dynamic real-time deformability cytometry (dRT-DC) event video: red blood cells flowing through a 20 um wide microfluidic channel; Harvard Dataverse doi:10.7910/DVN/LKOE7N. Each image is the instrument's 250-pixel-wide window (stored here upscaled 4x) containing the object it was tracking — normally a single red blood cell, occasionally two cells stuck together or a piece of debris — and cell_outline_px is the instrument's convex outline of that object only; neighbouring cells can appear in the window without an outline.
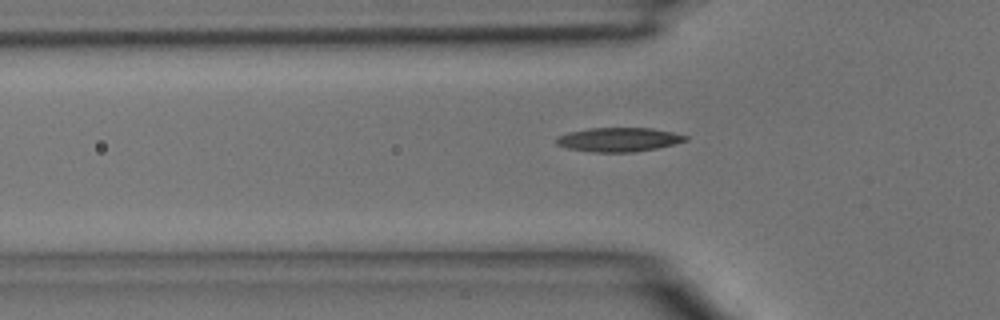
{"species": "common noctule bat (a hibernating species)", "species_latin": "Nyctalus noctula", "temperature_condition": "room temperature", "stored_images_in_passage": 33, "camera_frame_rate_fps": 3000, "um_per_image_px": 0.085, "animal": {"sex": "male", "body_mass_g": 15.6}, "frame": {"image": 1, "passage_image": 2, "time_ms": 0.333, "image_size_px": [1000, 320], "cell_outline_px": [[688, 140], [656, 148], [632, 152], [592, 152], [568, 148], [556, 144], [556, 136], [568, 132], [588, 128], [652, 128], [672, 132], [688, 136]], "centroid_in_image_um": [52.55, 11.86], "position_along_channel_um": 73.2, "area_um2": 18.03}}
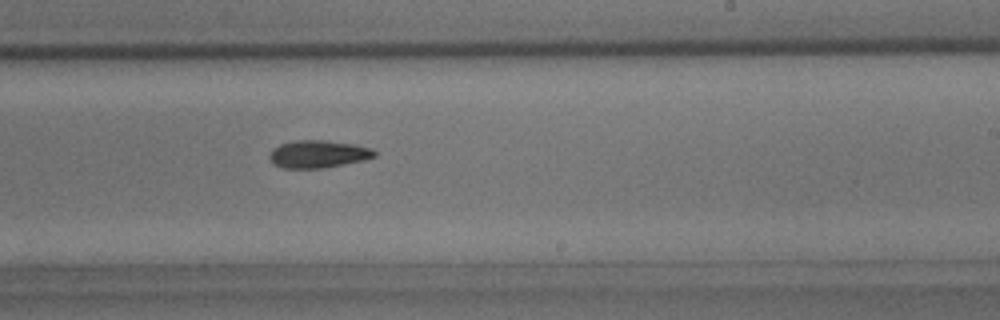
{"frame": {"image": 2, "passage_image": 15, "time_ms": 4.667, "image_size_px": [1000, 320], "cell_outline_px": [[376, 156], [364, 160], [324, 168], [284, 168], [272, 164], [268, 156], [272, 148], [280, 144], [296, 140], [324, 140], [356, 144], [372, 148], [376, 152]], "centroid_in_image_um": [27.03, 13.09], "position_along_channel_um": 262.0, "area_um2": 17.05}}
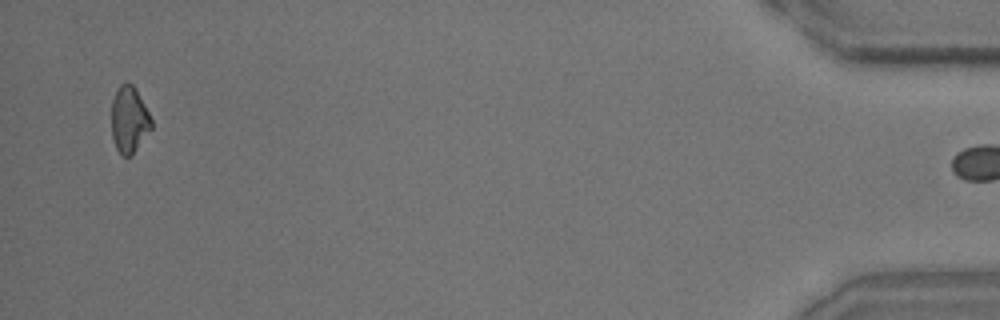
{"frame": {"image": 3, "passage_image": 32, "time_ms": 10.333, "image_size_px": [1000, 320], "cell_outline_px": [[152, 128], [136, 148], [128, 156], [124, 156], [116, 148], [112, 136], [112, 100], [120, 84], [124, 80], [132, 84], [136, 88], [152, 120]], "centroid_in_image_um": [10.97, 10.11], "position_along_channel_um": 424.2, "area_um2": 15.2}}